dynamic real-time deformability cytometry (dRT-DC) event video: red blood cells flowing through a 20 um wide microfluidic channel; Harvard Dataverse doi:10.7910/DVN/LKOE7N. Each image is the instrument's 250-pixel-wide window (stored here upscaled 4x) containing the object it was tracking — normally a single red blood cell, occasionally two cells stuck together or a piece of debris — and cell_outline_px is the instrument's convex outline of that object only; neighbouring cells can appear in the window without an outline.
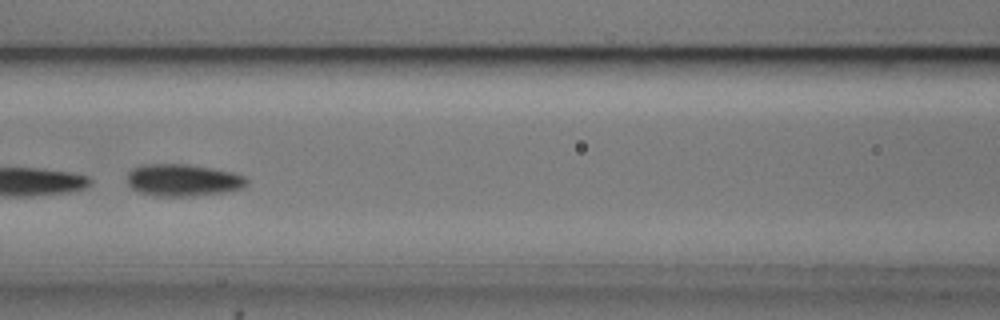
{"species": "common noctule bat (a hibernating species)", "species_latin": "Nyctalus noctula", "temperature_condition": "cold", "stored_images_in_passage": 10, "camera_frame_rate_fps": 3000, "um_per_image_px": 0.085, "animal": {"sex": "male", "body_mass_g": 20.5, "forearm_length_mm": 52.5}, "frame": {"image": 1, "passage_image": 7, "time_ms": 7.333, "image_size_px": [1000, 320], "cell_outline_px": [[248, 184], [244, 188], [220, 192], [192, 196], [152, 196], [140, 192], [132, 188], [128, 184], [128, 172], [132, 168], [140, 164], [188, 164], [212, 168], [232, 172], [244, 176], [248, 180]], "centroid_in_image_um": [15.53, 15.3], "position_along_channel_um": 151.1, "area_um2": 22.43}}
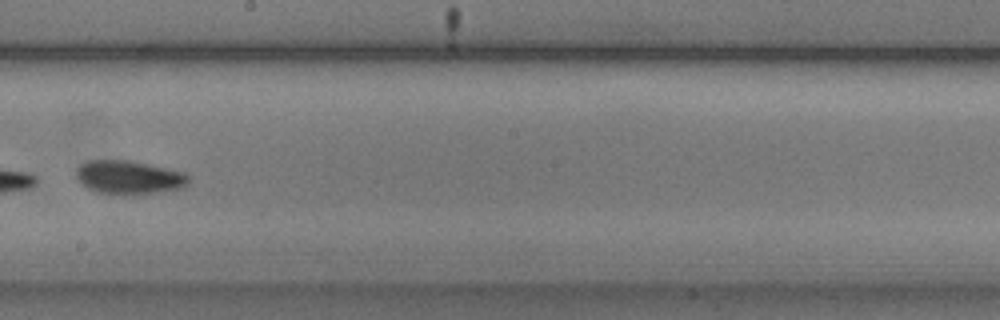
{"frame": {"image": 2, "passage_image": 9, "time_ms": 9.667, "image_size_px": [1000, 320], "cell_outline_px": [[188, 184], [180, 188], [136, 196], [120, 196], [96, 192], [88, 188], [76, 180], [76, 168], [80, 164], [88, 160], [128, 160], [184, 172], [188, 176]], "centroid_in_image_um": [10.9, 15.1], "position_along_channel_um": 237.3, "area_um2": 22.43}}
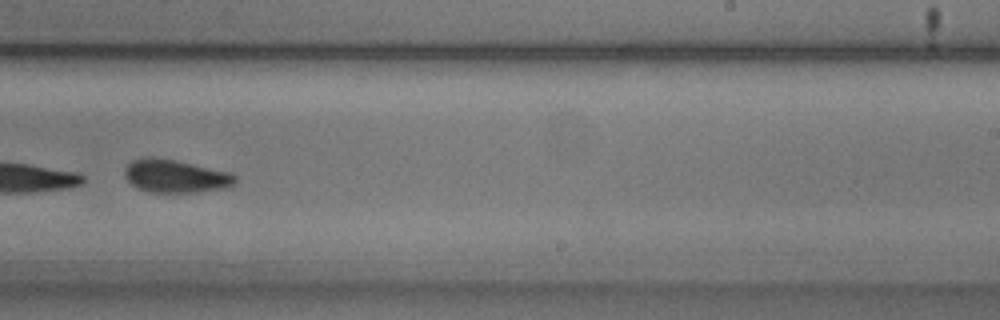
{"frame": {"image": 3, "passage_image": 10, "time_ms": 10.667, "image_size_px": [1000, 320], "cell_outline_px": [[236, 184], [232, 188], [196, 192], [148, 192], [136, 188], [124, 176], [124, 168], [132, 160], [148, 156], [176, 160], [232, 172], [236, 176]], "centroid_in_image_um": [14.96, 14.97], "position_along_channel_um": 274.0, "area_um2": 21.73}}